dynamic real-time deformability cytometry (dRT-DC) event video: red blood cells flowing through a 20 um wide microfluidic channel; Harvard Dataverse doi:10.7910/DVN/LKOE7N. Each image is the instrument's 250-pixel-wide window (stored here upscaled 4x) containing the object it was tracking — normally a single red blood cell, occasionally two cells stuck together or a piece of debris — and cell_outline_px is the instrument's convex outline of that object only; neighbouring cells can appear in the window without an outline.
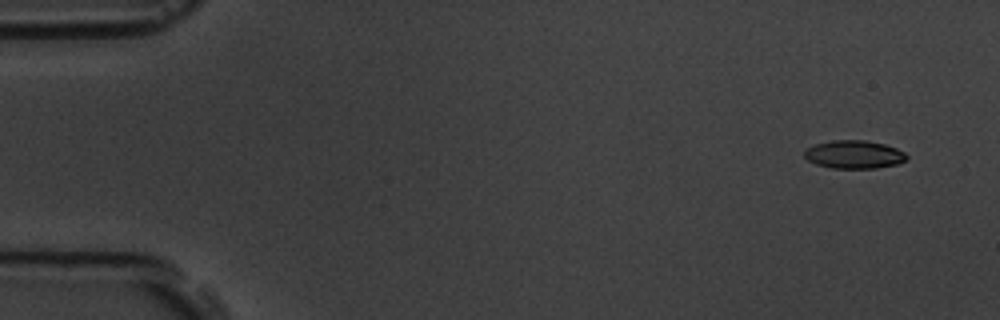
{"species": "common noctule bat (a hibernating species)", "species_latin": "Nyctalus noctula", "temperature_condition": "room temperature", "stored_images_in_passage": 6, "segment_of_instrument_passage": [1, 2], "camera_frame_rate_fps": 3000, "um_per_image_px": 0.085, "animal": {"sex": "male", "body_mass_g": 19.5, "forearm_length_mm": 54.6}, "frame": {"image": 1, "passage_image": 1, "time_ms": 0.0, "image_size_px": [1000, 320], "cell_outline_px": [[908, 156], [904, 160], [896, 164], [876, 168], [832, 168], [816, 164], [808, 160], [804, 156], [804, 152], [808, 148], [816, 144], [832, 140], [864, 140], [884, 144], [896, 148], [904, 152]], "centroid_in_image_um": [72.59, 13.13], "position_along_channel_um": 12.4, "area_um2": 16.59}}
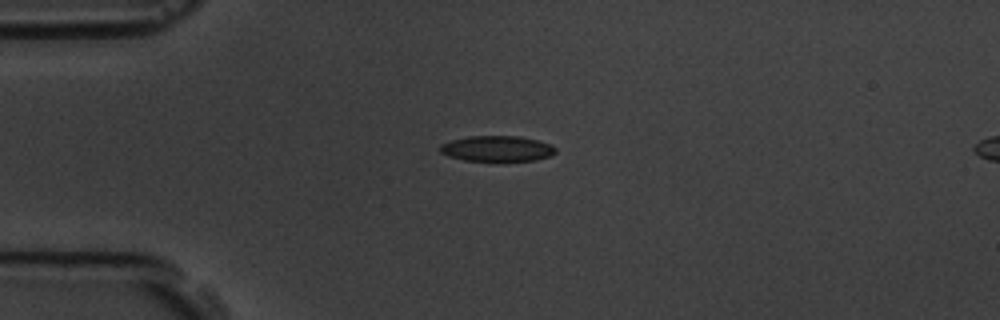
{"frame": {"image": 2, "passage_image": 4, "time_ms": 3.667, "image_size_px": [1000, 320], "cell_outline_px": [[556, 152], [552, 156], [536, 160], [500, 164], [464, 160], [448, 156], [440, 152], [440, 144], [452, 140], [468, 136], [520, 136], [552, 144], [556, 148]], "centroid_in_image_um": [42.29, 12.68], "position_along_channel_um": 42.7, "area_um2": 18.21}}